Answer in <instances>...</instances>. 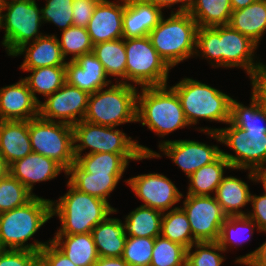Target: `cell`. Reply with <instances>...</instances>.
Segmentation results:
<instances>
[{
	"instance_id": "1",
	"label": "cell",
	"mask_w": 266,
	"mask_h": 266,
	"mask_svg": "<svg viewBox=\"0 0 266 266\" xmlns=\"http://www.w3.org/2000/svg\"><path fill=\"white\" fill-rule=\"evenodd\" d=\"M257 46L251 39L229 25L198 27L195 55L202 52V56L217 63L215 65L213 62L215 67L244 68L250 76L259 64L253 60L254 49Z\"/></svg>"
},
{
	"instance_id": "2",
	"label": "cell",
	"mask_w": 266,
	"mask_h": 266,
	"mask_svg": "<svg viewBox=\"0 0 266 266\" xmlns=\"http://www.w3.org/2000/svg\"><path fill=\"white\" fill-rule=\"evenodd\" d=\"M52 218V201L34 196L29 202L0 214V249L40 252L49 242L25 244ZM8 247V248H7Z\"/></svg>"
},
{
	"instance_id": "3",
	"label": "cell",
	"mask_w": 266,
	"mask_h": 266,
	"mask_svg": "<svg viewBox=\"0 0 266 266\" xmlns=\"http://www.w3.org/2000/svg\"><path fill=\"white\" fill-rule=\"evenodd\" d=\"M169 89V90H168ZM167 84L142 87L137 93L136 122L147 125L160 137L179 128L190 126L176 91Z\"/></svg>"
},
{
	"instance_id": "4",
	"label": "cell",
	"mask_w": 266,
	"mask_h": 266,
	"mask_svg": "<svg viewBox=\"0 0 266 266\" xmlns=\"http://www.w3.org/2000/svg\"><path fill=\"white\" fill-rule=\"evenodd\" d=\"M67 186L70 189L64 196L56 202L52 200V216L56 214L62 223L56 234L91 233L96 225L117 211L109 202L82 193L69 182Z\"/></svg>"
},
{
	"instance_id": "5",
	"label": "cell",
	"mask_w": 266,
	"mask_h": 266,
	"mask_svg": "<svg viewBox=\"0 0 266 266\" xmlns=\"http://www.w3.org/2000/svg\"><path fill=\"white\" fill-rule=\"evenodd\" d=\"M197 23L189 13L172 11L148 34L151 44L171 68L196 52ZM195 49V50H194Z\"/></svg>"
},
{
	"instance_id": "6",
	"label": "cell",
	"mask_w": 266,
	"mask_h": 266,
	"mask_svg": "<svg viewBox=\"0 0 266 266\" xmlns=\"http://www.w3.org/2000/svg\"><path fill=\"white\" fill-rule=\"evenodd\" d=\"M89 95L88 107L83 120L104 126L116 127L136 122L137 89L131 83L116 82Z\"/></svg>"
},
{
	"instance_id": "7",
	"label": "cell",
	"mask_w": 266,
	"mask_h": 266,
	"mask_svg": "<svg viewBox=\"0 0 266 266\" xmlns=\"http://www.w3.org/2000/svg\"><path fill=\"white\" fill-rule=\"evenodd\" d=\"M172 88L181 101L188 123L197 124L199 118L227 123L232 98L197 80L184 78Z\"/></svg>"
},
{
	"instance_id": "8",
	"label": "cell",
	"mask_w": 266,
	"mask_h": 266,
	"mask_svg": "<svg viewBox=\"0 0 266 266\" xmlns=\"http://www.w3.org/2000/svg\"><path fill=\"white\" fill-rule=\"evenodd\" d=\"M75 156L90 148L91 153H115L120 155H152L153 150L127 137L125 133L115 127L93 124L82 120L73 126Z\"/></svg>"
},
{
	"instance_id": "9",
	"label": "cell",
	"mask_w": 266,
	"mask_h": 266,
	"mask_svg": "<svg viewBox=\"0 0 266 266\" xmlns=\"http://www.w3.org/2000/svg\"><path fill=\"white\" fill-rule=\"evenodd\" d=\"M32 151L49 157L66 172L75 163L73 126L40 116L29 120Z\"/></svg>"
},
{
	"instance_id": "10",
	"label": "cell",
	"mask_w": 266,
	"mask_h": 266,
	"mask_svg": "<svg viewBox=\"0 0 266 266\" xmlns=\"http://www.w3.org/2000/svg\"><path fill=\"white\" fill-rule=\"evenodd\" d=\"M230 127L222 129H201L220 143L233 149L236 155L222 151L231 168L254 170L266 163V131H245L242 128L226 123Z\"/></svg>"
},
{
	"instance_id": "11",
	"label": "cell",
	"mask_w": 266,
	"mask_h": 266,
	"mask_svg": "<svg viewBox=\"0 0 266 266\" xmlns=\"http://www.w3.org/2000/svg\"><path fill=\"white\" fill-rule=\"evenodd\" d=\"M37 5L36 0H6L0 14V28L5 29L2 44L9 56H13L24 44L43 36L39 33L42 15ZM3 11L7 13L3 14Z\"/></svg>"
},
{
	"instance_id": "12",
	"label": "cell",
	"mask_w": 266,
	"mask_h": 266,
	"mask_svg": "<svg viewBox=\"0 0 266 266\" xmlns=\"http://www.w3.org/2000/svg\"><path fill=\"white\" fill-rule=\"evenodd\" d=\"M124 46L127 58L126 84L127 81L141 87L167 84L171 68L157 53L148 36L124 39Z\"/></svg>"
},
{
	"instance_id": "13",
	"label": "cell",
	"mask_w": 266,
	"mask_h": 266,
	"mask_svg": "<svg viewBox=\"0 0 266 266\" xmlns=\"http://www.w3.org/2000/svg\"><path fill=\"white\" fill-rule=\"evenodd\" d=\"M183 210L188 216L193 238L197 242L218 240L227 215L215 196L186 195Z\"/></svg>"
},
{
	"instance_id": "14",
	"label": "cell",
	"mask_w": 266,
	"mask_h": 266,
	"mask_svg": "<svg viewBox=\"0 0 266 266\" xmlns=\"http://www.w3.org/2000/svg\"><path fill=\"white\" fill-rule=\"evenodd\" d=\"M89 95L66 82L52 95L47 96L45 102L39 103V116L45 120H59L58 122L74 126L85 118Z\"/></svg>"
},
{
	"instance_id": "15",
	"label": "cell",
	"mask_w": 266,
	"mask_h": 266,
	"mask_svg": "<svg viewBox=\"0 0 266 266\" xmlns=\"http://www.w3.org/2000/svg\"><path fill=\"white\" fill-rule=\"evenodd\" d=\"M126 183L145 203L141 206L153 208L162 213L178 203L183 196L170 179L158 173L138 175L128 179Z\"/></svg>"
},
{
	"instance_id": "16",
	"label": "cell",
	"mask_w": 266,
	"mask_h": 266,
	"mask_svg": "<svg viewBox=\"0 0 266 266\" xmlns=\"http://www.w3.org/2000/svg\"><path fill=\"white\" fill-rule=\"evenodd\" d=\"M159 148L183 170L187 177L206 164L215 161L222 154L218 146L192 140L162 141Z\"/></svg>"
},
{
	"instance_id": "17",
	"label": "cell",
	"mask_w": 266,
	"mask_h": 266,
	"mask_svg": "<svg viewBox=\"0 0 266 266\" xmlns=\"http://www.w3.org/2000/svg\"><path fill=\"white\" fill-rule=\"evenodd\" d=\"M124 9L125 0L121 4L108 0L98 2L86 27L93 45L123 38Z\"/></svg>"
},
{
	"instance_id": "18",
	"label": "cell",
	"mask_w": 266,
	"mask_h": 266,
	"mask_svg": "<svg viewBox=\"0 0 266 266\" xmlns=\"http://www.w3.org/2000/svg\"><path fill=\"white\" fill-rule=\"evenodd\" d=\"M39 116V103L23 79L0 89V120L29 121Z\"/></svg>"
},
{
	"instance_id": "19",
	"label": "cell",
	"mask_w": 266,
	"mask_h": 266,
	"mask_svg": "<svg viewBox=\"0 0 266 266\" xmlns=\"http://www.w3.org/2000/svg\"><path fill=\"white\" fill-rule=\"evenodd\" d=\"M66 82L74 87L92 94L101 88L107 87L111 81L103 64L91 53L79 56L75 61L66 63Z\"/></svg>"
},
{
	"instance_id": "20",
	"label": "cell",
	"mask_w": 266,
	"mask_h": 266,
	"mask_svg": "<svg viewBox=\"0 0 266 266\" xmlns=\"http://www.w3.org/2000/svg\"><path fill=\"white\" fill-rule=\"evenodd\" d=\"M162 16V10L146 0H125L123 39L148 36Z\"/></svg>"
},
{
	"instance_id": "21",
	"label": "cell",
	"mask_w": 266,
	"mask_h": 266,
	"mask_svg": "<svg viewBox=\"0 0 266 266\" xmlns=\"http://www.w3.org/2000/svg\"><path fill=\"white\" fill-rule=\"evenodd\" d=\"M62 170L64 169L51 158L34 152L9 166V173L31 193L34 183L54 179Z\"/></svg>"
},
{
	"instance_id": "22",
	"label": "cell",
	"mask_w": 266,
	"mask_h": 266,
	"mask_svg": "<svg viewBox=\"0 0 266 266\" xmlns=\"http://www.w3.org/2000/svg\"><path fill=\"white\" fill-rule=\"evenodd\" d=\"M29 121L0 120V154L10 166L32 153Z\"/></svg>"
},
{
	"instance_id": "23",
	"label": "cell",
	"mask_w": 266,
	"mask_h": 266,
	"mask_svg": "<svg viewBox=\"0 0 266 266\" xmlns=\"http://www.w3.org/2000/svg\"><path fill=\"white\" fill-rule=\"evenodd\" d=\"M24 44L13 56L24 54L25 59L21 69H36L49 66H66L58 38L55 35H45L32 41L30 47Z\"/></svg>"
},
{
	"instance_id": "24",
	"label": "cell",
	"mask_w": 266,
	"mask_h": 266,
	"mask_svg": "<svg viewBox=\"0 0 266 266\" xmlns=\"http://www.w3.org/2000/svg\"><path fill=\"white\" fill-rule=\"evenodd\" d=\"M75 163L85 172L92 175H123L129 160H143L161 157L154 152L152 155H120L115 153H91L75 156Z\"/></svg>"
},
{
	"instance_id": "25",
	"label": "cell",
	"mask_w": 266,
	"mask_h": 266,
	"mask_svg": "<svg viewBox=\"0 0 266 266\" xmlns=\"http://www.w3.org/2000/svg\"><path fill=\"white\" fill-rule=\"evenodd\" d=\"M51 242L77 266H94L99 259L92 233L55 234Z\"/></svg>"
},
{
	"instance_id": "26",
	"label": "cell",
	"mask_w": 266,
	"mask_h": 266,
	"mask_svg": "<svg viewBox=\"0 0 266 266\" xmlns=\"http://www.w3.org/2000/svg\"><path fill=\"white\" fill-rule=\"evenodd\" d=\"M228 25L258 45L266 31V0H256L245 8L233 10Z\"/></svg>"
},
{
	"instance_id": "27",
	"label": "cell",
	"mask_w": 266,
	"mask_h": 266,
	"mask_svg": "<svg viewBox=\"0 0 266 266\" xmlns=\"http://www.w3.org/2000/svg\"><path fill=\"white\" fill-rule=\"evenodd\" d=\"M91 233L99 257H122L127 236L120 219L107 217Z\"/></svg>"
},
{
	"instance_id": "28",
	"label": "cell",
	"mask_w": 266,
	"mask_h": 266,
	"mask_svg": "<svg viewBox=\"0 0 266 266\" xmlns=\"http://www.w3.org/2000/svg\"><path fill=\"white\" fill-rule=\"evenodd\" d=\"M66 175H70L68 182L78 191L106 202L122 177V175H92L83 171L76 163L69 168Z\"/></svg>"
},
{
	"instance_id": "29",
	"label": "cell",
	"mask_w": 266,
	"mask_h": 266,
	"mask_svg": "<svg viewBox=\"0 0 266 266\" xmlns=\"http://www.w3.org/2000/svg\"><path fill=\"white\" fill-rule=\"evenodd\" d=\"M215 198L227 216L247 215L240 208L251 201L247 183L233 176L223 177L217 187Z\"/></svg>"
},
{
	"instance_id": "30",
	"label": "cell",
	"mask_w": 266,
	"mask_h": 266,
	"mask_svg": "<svg viewBox=\"0 0 266 266\" xmlns=\"http://www.w3.org/2000/svg\"><path fill=\"white\" fill-rule=\"evenodd\" d=\"M224 168L232 169L228 160L221 154L215 161L206 164L190 177L187 195L209 196L215 192L224 177Z\"/></svg>"
},
{
	"instance_id": "31",
	"label": "cell",
	"mask_w": 266,
	"mask_h": 266,
	"mask_svg": "<svg viewBox=\"0 0 266 266\" xmlns=\"http://www.w3.org/2000/svg\"><path fill=\"white\" fill-rule=\"evenodd\" d=\"M162 217V212L140 205L126 216L124 234L128 237L156 238L161 232Z\"/></svg>"
},
{
	"instance_id": "32",
	"label": "cell",
	"mask_w": 266,
	"mask_h": 266,
	"mask_svg": "<svg viewBox=\"0 0 266 266\" xmlns=\"http://www.w3.org/2000/svg\"><path fill=\"white\" fill-rule=\"evenodd\" d=\"M23 71L32 72V74L23 80L28 85L34 99L40 103L36 92L44 97L52 95L66 83L65 66H49L36 69H22Z\"/></svg>"
},
{
	"instance_id": "33",
	"label": "cell",
	"mask_w": 266,
	"mask_h": 266,
	"mask_svg": "<svg viewBox=\"0 0 266 266\" xmlns=\"http://www.w3.org/2000/svg\"><path fill=\"white\" fill-rule=\"evenodd\" d=\"M93 54L103 64L107 76L120 77L126 84V52L124 39H115L111 41L97 43L93 46Z\"/></svg>"
},
{
	"instance_id": "34",
	"label": "cell",
	"mask_w": 266,
	"mask_h": 266,
	"mask_svg": "<svg viewBox=\"0 0 266 266\" xmlns=\"http://www.w3.org/2000/svg\"><path fill=\"white\" fill-rule=\"evenodd\" d=\"M230 0H195L189 14L198 27L228 25L232 13Z\"/></svg>"
},
{
	"instance_id": "35",
	"label": "cell",
	"mask_w": 266,
	"mask_h": 266,
	"mask_svg": "<svg viewBox=\"0 0 266 266\" xmlns=\"http://www.w3.org/2000/svg\"><path fill=\"white\" fill-rule=\"evenodd\" d=\"M250 107L232 98L229 122L245 131H266V107L252 95Z\"/></svg>"
},
{
	"instance_id": "36",
	"label": "cell",
	"mask_w": 266,
	"mask_h": 266,
	"mask_svg": "<svg viewBox=\"0 0 266 266\" xmlns=\"http://www.w3.org/2000/svg\"><path fill=\"white\" fill-rule=\"evenodd\" d=\"M160 235L181 244L186 249L197 242L193 238L186 212L179 207L169 209L166 214L163 213Z\"/></svg>"
},
{
	"instance_id": "37",
	"label": "cell",
	"mask_w": 266,
	"mask_h": 266,
	"mask_svg": "<svg viewBox=\"0 0 266 266\" xmlns=\"http://www.w3.org/2000/svg\"><path fill=\"white\" fill-rule=\"evenodd\" d=\"M255 227H257V224L247 215L227 216L221 226L217 242L225 251L230 245L235 246L236 244V246H239L244 240H249L245 239L243 236V238L240 237V233L245 234L247 231V234L252 236V231H254Z\"/></svg>"
},
{
	"instance_id": "38",
	"label": "cell",
	"mask_w": 266,
	"mask_h": 266,
	"mask_svg": "<svg viewBox=\"0 0 266 266\" xmlns=\"http://www.w3.org/2000/svg\"><path fill=\"white\" fill-rule=\"evenodd\" d=\"M186 248L161 235L155 238L150 266H186Z\"/></svg>"
},
{
	"instance_id": "39",
	"label": "cell",
	"mask_w": 266,
	"mask_h": 266,
	"mask_svg": "<svg viewBox=\"0 0 266 266\" xmlns=\"http://www.w3.org/2000/svg\"><path fill=\"white\" fill-rule=\"evenodd\" d=\"M34 196L9 173L0 181V214L25 205Z\"/></svg>"
},
{
	"instance_id": "40",
	"label": "cell",
	"mask_w": 266,
	"mask_h": 266,
	"mask_svg": "<svg viewBox=\"0 0 266 266\" xmlns=\"http://www.w3.org/2000/svg\"><path fill=\"white\" fill-rule=\"evenodd\" d=\"M58 42L64 58L72 54L70 60L73 61L79 56L91 53L94 46L87 29L73 25L62 31L61 40L58 39Z\"/></svg>"
},
{
	"instance_id": "41",
	"label": "cell",
	"mask_w": 266,
	"mask_h": 266,
	"mask_svg": "<svg viewBox=\"0 0 266 266\" xmlns=\"http://www.w3.org/2000/svg\"><path fill=\"white\" fill-rule=\"evenodd\" d=\"M155 238L126 237L122 258L130 266H150Z\"/></svg>"
},
{
	"instance_id": "42",
	"label": "cell",
	"mask_w": 266,
	"mask_h": 266,
	"mask_svg": "<svg viewBox=\"0 0 266 266\" xmlns=\"http://www.w3.org/2000/svg\"><path fill=\"white\" fill-rule=\"evenodd\" d=\"M193 246L197 250L191 253ZM216 251L225 252L217 241L195 242L186 250V266H220L224 257Z\"/></svg>"
},
{
	"instance_id": "43",
	"label": "cell",
	"mask_w": 266,
	"mask_h": 266,
	"mask_svg": "<svg viewBox=\"0 0 266 266\" xmlns=\"http://www.w3.org/2000/svg\"><path fill=\"white\" fill-rule=\"evenodd\" d=\"M41 9L42 22H52L59 28L66 30L73 25V0H47Z\"/></svg>"
},
{
	"instance_id": "44",
	"label": "cell",
	"mask_w": 266,
	"mask_h": 266,
	"mask_svg": "<svg viewBox=\"0 0 266 266\" xmlns=\"http://www.w3.org/2000/svg\"><path fill=\"white\" fill-rule=\"evenodd\" d=\"M38 257L30 250L0 249V266H32Z\"/></svg>"
},
{
	"instance_id": "45",
	"label": "cell",
	"mask_w": 266,
	"mask_h": 266,
	"mask_svg": "<svg viewBox=\"0 0 266 266\" xmlns=\"http://www.w3.org/2000/svg\"><path fill=\"white\" fill-rule=\"evenodd\" d=\"M100 0H73V26L86 28Z\"/></svg>"
},
{
	"instance_id": "46",
	"label": "cell",
	"mask_w": 266,
	"mask_h": 266,
	"mask_svg": "<svg viewBox=\"0 0 266 266\" xmlns=\"http://www.w3.org/2000/svg\"><path fill=\"white\" fill-rule=\"evenodd\" d=\"M252 80V95L259 103L266 107V65L259 62L253 73L250 75Z\"/></svg>"
},
{
	"instance_id": "47",
	"label": "cell",
	"mask_w": 266,
	"mask_h": 266,
	"mask_svg": "<svg viewBox=\"0 0 266 266\" xmlns=\"http://www.w3.org/2000/svg\"><path fill=\"white\" fill-rule=\"evenodd\" d=\"M39 256L48 266H77L69 260L51 240H49V243L39 252Z\"/></svg>"
},
{
	"instance_id": "48",
	"label": "cell",
	"mask_w": 266,
	"mask_h": 266,
	"mask_svg": "<svg viewBox=\"0 0 266 266\" xmlns=\"http://www.w3.org/2000/svg\"><path fill=\"white\" fill-rule=\"evenodd\" d=\"M251 204L253 212H249L247 216L257 224L260 232H266V194L262 196L251 195Z\"/></svg>"
},
{
	"instance_id": "49",
	"label": "cell",
	"mask_w": 266,
	"mask_h": 266,
	"mask_svg": "<svg viewBox=\"0 0 266 266\" xmlns=\"http://www.w3.org/2000/svg\"><path fill=\"white\" fill-rule=\"evenodd\" d=\"M235 263H248L250 266H266V241L253 252L237 258Z\"/></svg>"
},
{
	"instance_id": "50",
	"label": "cell",
	"mask_w": 266,
	"mask_h": 266,
	"mask_svg": "<svg viewBox=\"0 0 266 266\" xmlns=\"http://www.w3.org/2000/svg\"><path fill=\"white\" fill-rule=\"evenodd\" d=\"M146 1L152 3L161 10L164 7H171L174 4L182 3V5H180L176 13H189L195 0H146Z\"/></svg>"
},
{
	"instance_id": "51",
	"label": "cell",
	"mask_w": 266,
	"mask_h": 266,
	"mask_svg": "<svg viewBox=\"0 0 266 266\" xmlns=\"http://www.w3.org/2000/svg\"><path fill=\"white\" fill-rule=\"evenodd\" d=\"M94 266H130L122 257H99Z\"/></svg>"
},
{
	"instance_id": "52",
	"label": "cell",
	"mask_w": 266,
	"mask_h": 266,
	"mask_svg": "<svg viewBox=\"0 0 266 266\" xmlns=\"http://www.w3.org/2000/svg\"><path fill=\"white\" fill-rule=\"evenodd\" d=\"M248 177L253 181L262 182L266 194V166L264 167V165H262L255 168L253 171L250 170Z\"/></svg>"
},
{
	"instance_id": "53",
	"label": "cell",
	"mask_w": 266,
	"mask_h": 266,
	"mask_svg": "<svg viewBox=\"0 0 266 266\" xmlns=\"http://www.w3.org/2000/svg\"><path fill=\"white\" fill-rule=\"evenodd\" d=\"M256 0H230L232 10H238L247 7Z\"/></svg>"
},
{
	"instance_id": "54",
	"label": "cell",
	"mask_w": 266,
	"mask_h": 266,
	"mask_svg": "<svg viewBox=\"0 0 266 266\" xmlns=\"http://www.w3.org/2000/svg\"><path fill=\"white\" fill-rule=\"evenodd\" d=\"M9 174V165L0 154V181Z\"/></svg>"
},
{
	"instance_id": "55",
	"label": "cell",
	"mask_w": 266,
	"mask_h": 266,
	"mask_svg": "<svg viewBox=\"0 0 266 266\" xmlns=\"http://www.w3.org/2000/svg\"><path fill=\"white\" fill-rule=\"evenodd\" d=\"M32 266H48L47 263L39 256Z\"/></svg>"
},
{
	"instance_id": "56",
	"label": "cell",
	"mask_w": 266,
	"mask_h": 266,
	"mask_svg": "<svg viewBox=\"0 0 266 266\" xmlns=\"http://www.w3.org/2000/svg\"><path fill=\"white\" fill-rule=\"evenodd\" d=\"M6 0H0V14L2 13V9L4 8Z\"/></svg>"
},
{
	"instance_id": "57",
	"label": "cell",
	"mask_w": 266,
	"mask_h": 266,
	"mask_svg": "<svg viewBox=\"0 0 266 266\" xmlns=\"http://www.w3.org/2000/svg\"><path fill=\"white\" fill-rule=\"evenodd\" d=\"M239 264H244V265L250 266L248 263H239Z\"/></svg>"
}]
</instances>
